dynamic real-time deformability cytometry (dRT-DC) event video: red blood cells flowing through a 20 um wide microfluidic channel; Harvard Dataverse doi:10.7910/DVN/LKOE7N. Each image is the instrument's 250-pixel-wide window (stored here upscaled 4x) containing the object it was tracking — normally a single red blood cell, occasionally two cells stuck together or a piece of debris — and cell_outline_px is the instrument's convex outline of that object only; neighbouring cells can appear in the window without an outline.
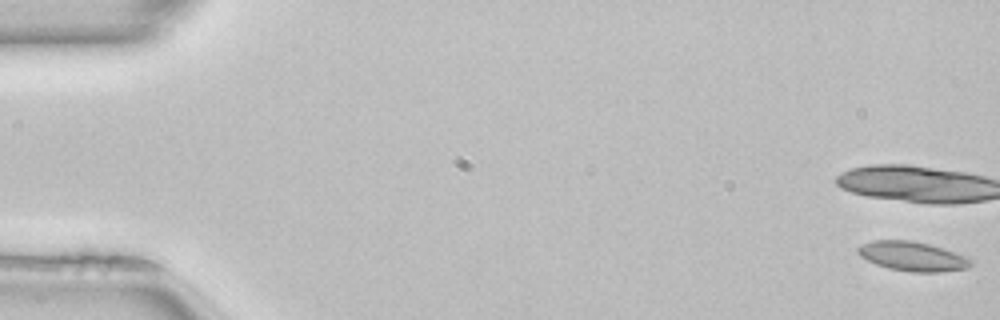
{"species": "common noctule bat (a hibernating species)", "species_latin": "Nyctalus noctula", "temperature_condition": "room temperature", "stored_images_in_passage": 18, "camera_frame_rate_fps": 3000, "um_per_image_px": 0.085, "animal": {"sex": "female", "body_mass_g": 22.7, "forearm_length_mm": 54.2}, "frame": {"image": 1, "passage_image": 1, "time_ms": 0.0, "image_size_px": [1000, 320], "cell_outline_px": [[972, 264], [968, 268], [940, 272], [912, 272], [888, 268], [876, 264], [860, 256], [856, 252], [856, 248], [860, 244], [872, 240], [912, 240], [928, 244], [968, 256], [972, 260]], "centroid_in_image_um": [77.55, 21.78], "position_along_channel_um": 7.5, "area_um2": 19.48}}